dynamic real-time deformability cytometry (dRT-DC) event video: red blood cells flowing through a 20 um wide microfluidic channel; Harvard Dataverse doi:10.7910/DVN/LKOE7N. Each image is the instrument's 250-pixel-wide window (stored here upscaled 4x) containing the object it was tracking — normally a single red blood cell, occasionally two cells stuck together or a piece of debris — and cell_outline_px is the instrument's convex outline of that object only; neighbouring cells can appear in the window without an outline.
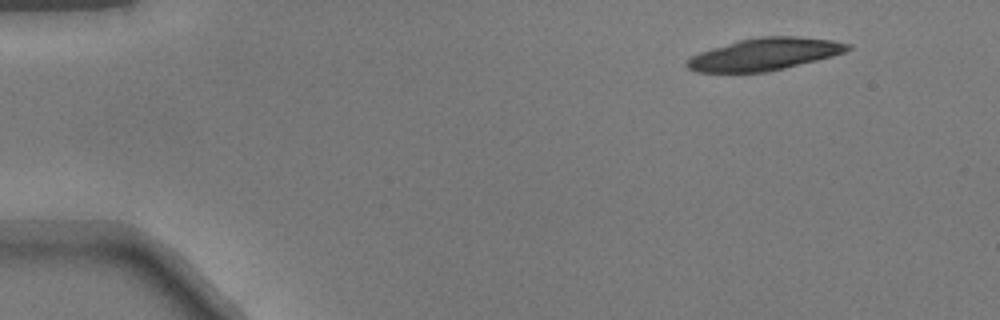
{"species": "common noctule bat (a hibernating species)", "species_latin": "Nyctalus noctula", "temperature_condition": "warm", "stored_images_in_passage": 10, "camera_frame_rate_fps": 3000, "um_per_image_px": 0.085, "animal": {"sex": "male", "body_mass_g": 17.9}, "frame": {"image": 1, "passage_image": 1, "time_ms": 0.0, "image_size_px": [1000, 320], "cell_outline_px": [[852, 48], [844, 52], [832, 56], [784, 68], [764, 72], [696, 72], [688, 68], [684, 64], [692, 56], [700, 52], [736, 40], [760, 36], [796, 36], [832, 40], [852, 44]], "centroid_in_image_um": [64.98, 4.6], "position_along_channel_um": 20.0, "area_um2": 30.06}}